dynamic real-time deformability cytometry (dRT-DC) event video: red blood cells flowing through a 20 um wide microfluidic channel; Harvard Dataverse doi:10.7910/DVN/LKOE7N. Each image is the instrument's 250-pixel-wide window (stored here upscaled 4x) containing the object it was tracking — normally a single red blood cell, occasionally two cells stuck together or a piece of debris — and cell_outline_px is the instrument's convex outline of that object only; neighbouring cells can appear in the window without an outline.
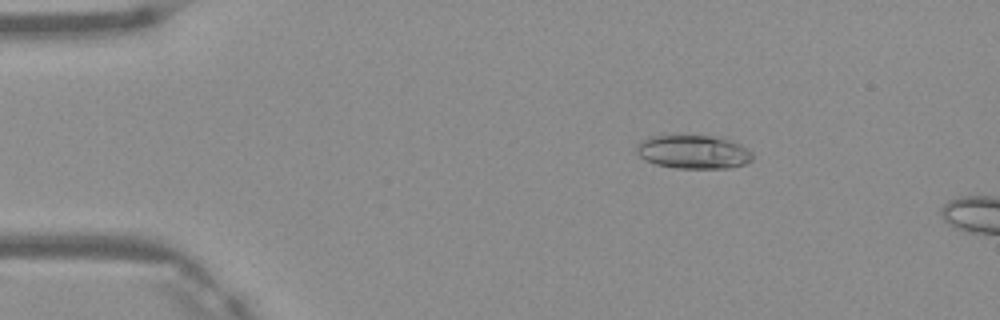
{"species": "Egyptian fruit bat (a non-hibernating species)", "species_latin": "Rousettus aegyptiacus", "temperature_condition": "warm", "stored_images_in_passage": 5, "camera_frame_rate_fps": 3000, "um_per_image_px": 0.085, "frame": {"image": 1, "passage_image": 2, "time_ms": 0.333, "image_size_px": [1000, 320], "cell_outline_px": [[752, 160], [744, 164], [728, 168], [676, 168], [656, 164], [640, 156], [636, 152], [636, 144], [648, 136], [724, 136], [740, 144], [752, 152]], "centroid_in_image_um": [58.96, 12.9], "position_along_channel_um": 26.0, "area_um2": 22.77}}
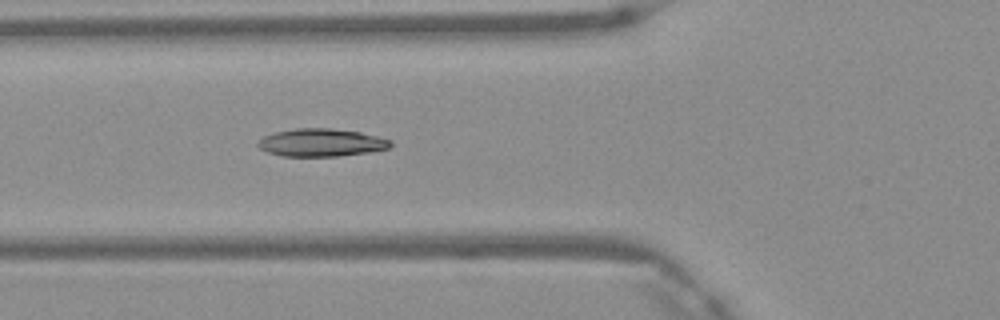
{"frame": {"image": 2, "passage_image": 5, "time_ms": 1.333, "image_size_px": [1000, 320], "cell_outline_px": [[392, 144], [388, 148], [368, 152], [340, 156], [280, 156], [268, 152], [260, 148], [256, 144], [264, 136], [276, 132], [296, 128], [332, 128], [360, 132], [392, 140]], "centroid_in_image_um": [27.31, 12.12], "position_along_channel_um": 98.5, "area_um2": 21.39}}